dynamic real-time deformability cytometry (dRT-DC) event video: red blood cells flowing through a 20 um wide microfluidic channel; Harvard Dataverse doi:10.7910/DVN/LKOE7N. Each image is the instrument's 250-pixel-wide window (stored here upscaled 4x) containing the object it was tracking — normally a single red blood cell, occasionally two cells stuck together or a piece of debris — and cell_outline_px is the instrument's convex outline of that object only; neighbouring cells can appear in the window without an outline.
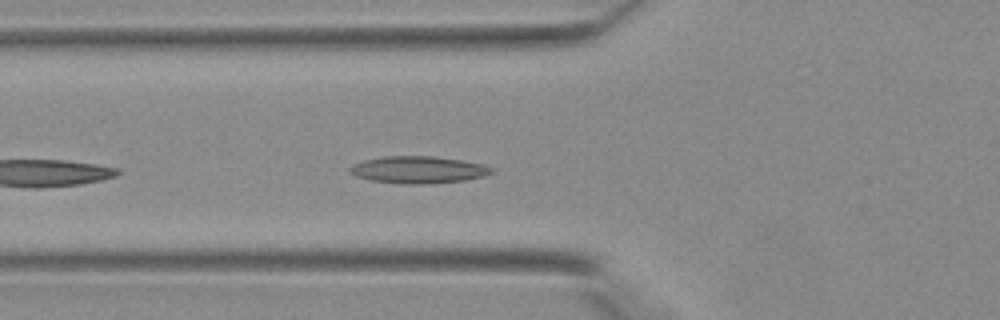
{"species": "Egyptian fruit bat (a non-hibernating species)", "species_latin": "Rousettus aegyptiacus", "temperature_condition": "warm", "stored_images_in_passage": 7, "camera_frame_rate_fps": 3000, "um_per_image_px": 0.085, "animal": {"sex": "female"}, "frame": {"image": 1, "passage_image": 4, "time_ms": 1.0, "image_size_px": [1000, 320], "cell_outline_px": [[492, 172], [484, 176], [464, 180], [428, 184], [400, 184], [372, 180], [356, 176], [348, 172], [348, 168], [352, 164], [364, 160], [384, 156], [432, 156], [460, 160], [484, 164], [492, 168]], "centroid_in_image_um": [35.51, 14.43], "position_along_channel_um": 90.3, "area_um2": 22.37}}